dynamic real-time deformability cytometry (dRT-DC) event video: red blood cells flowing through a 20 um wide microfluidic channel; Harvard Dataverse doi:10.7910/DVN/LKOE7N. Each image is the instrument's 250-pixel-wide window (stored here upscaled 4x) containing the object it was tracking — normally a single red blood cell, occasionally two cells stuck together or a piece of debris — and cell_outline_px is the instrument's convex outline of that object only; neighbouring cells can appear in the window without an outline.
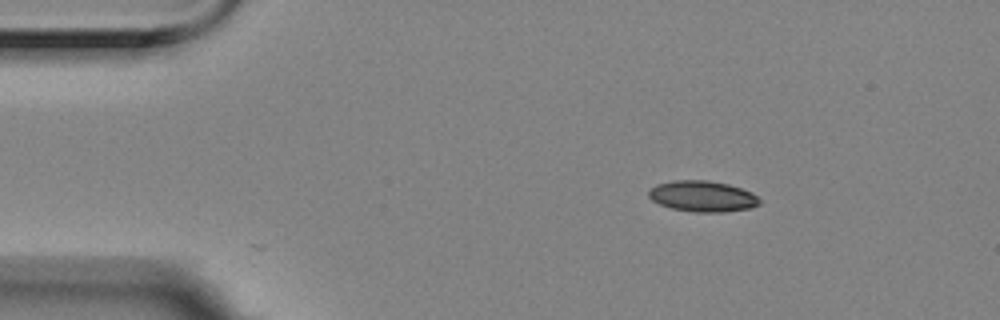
{"species": "Egyptian fruit bat (a non-hibernating species)", "species_latin": "Rousettus aegyptiacus", "temperature_condition": "room temperature", "stored_images_in_passage": 48, "camera_frame_rate_fps": 3000, "um_per_image_px": 0.085, "animal": {"sex": "female"}, "frame": {"image": 1, "passage_image": 1, "time_ms": 0.0, "image_size_px": [1000, 320], "cell_outline_px": [[760, 204], [752, 208], [724, 212], [696, 212], [672, 208], [660, 204], [652, 200], [648, 196], [648, 192], [656, 184], [672, 180], [708, 180], [728, 184], [752, 192], [760, 200]], "centroid_in_image_um": [59.72, 16.68], "position_along_channel_um": 25.3, "area_um2": 20.0}}
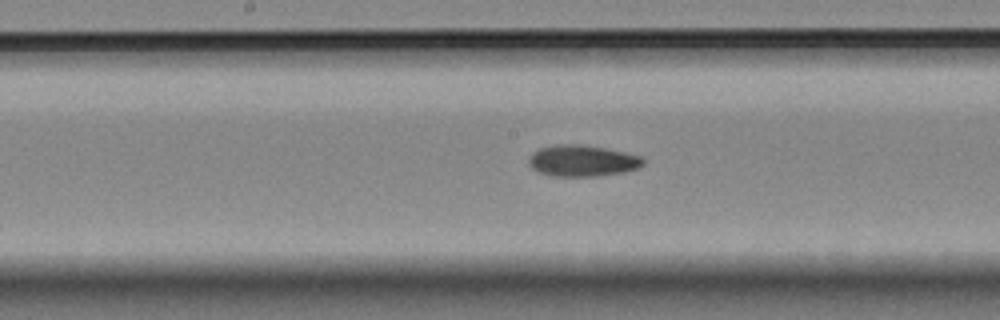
{"frame": {"image": 2, "passage_image": 21, "time_ms": 6.667, "image_size_px": [1000, 320], "cell_outline_px": [[644, 164], [636, 168], [624, 172], [600, 176], [548, 176], [536, 172], [528, 164], [528, 156], [532, 152], [540, 148], [560, 144], [580, 144], [604, 148], [624, 152], [640, 156], [644, 160]], "centroid_in_image_um": [49.44, 13.67], "position_along_channel_um": 198.8, "area_um2": 21.04}}
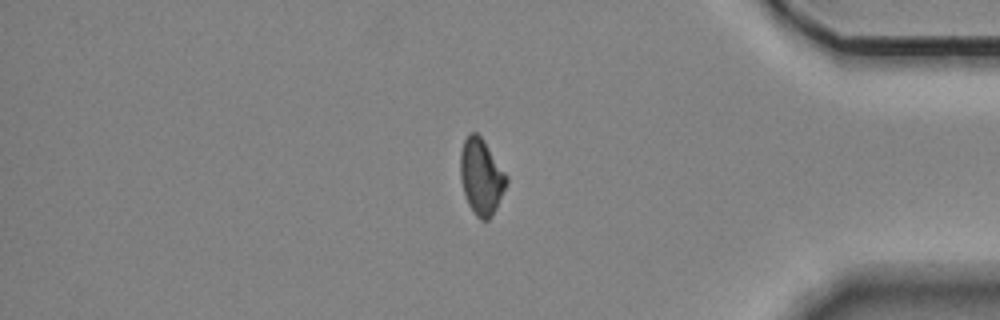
{"frame": {"image": 3, "passage_image": 40, "time_ms": 13.0, "image_size_px": [1000, 320], "cell_outline_px": [[508, 184], [492, 216], [488, 220], [480, 220], [476, 216], [468, 204], [460, 180], [460, 152], [464, 140], [468, 132], [476, 132], [484, 140], [508, 176]], "centroid_in_image_um": [40.91, 15.01], "position_along_channel_um": 394.3, "area_um2": 20.63}}